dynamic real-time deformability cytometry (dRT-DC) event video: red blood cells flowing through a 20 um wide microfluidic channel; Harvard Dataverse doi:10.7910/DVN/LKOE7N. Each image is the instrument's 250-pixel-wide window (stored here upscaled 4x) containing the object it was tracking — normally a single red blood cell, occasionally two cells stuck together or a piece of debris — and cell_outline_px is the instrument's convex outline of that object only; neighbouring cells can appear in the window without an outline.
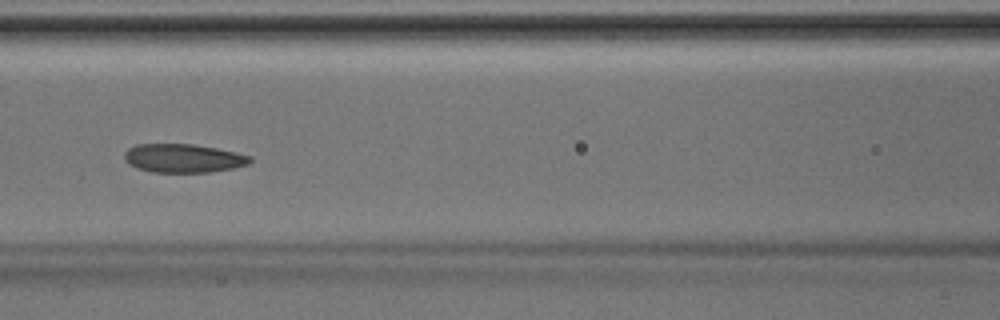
{"species": "Egyptian fruit bat (a non-hibernating species)", "species_latin": "Rousettus aegyptiacus", "temperature_condition": "room temperature", "stored_images_in_passage": 46, "camera_frame_rate_fps": 3000, "um_per_image_px": 0.085, "animal": {"sex": "male"}, "frame": {"image": 1, "passage_image": 20, "time_ms": 6.333, "image_size_px": [1000, 320], "cell_outline_px": [[252, 160], [248, 164], [232, 168], [212, 172], [152, 172], [136, 168], [128, 164], [124, 160], [124, 152], [128, 148], [136, 144], [192, 144], [216, 148], [236, 152], [252, 156]], "centroid_in_image_um": [15.55, 13.45], "position_along_channel_um": 151.0, "area_um2": 21.1}}